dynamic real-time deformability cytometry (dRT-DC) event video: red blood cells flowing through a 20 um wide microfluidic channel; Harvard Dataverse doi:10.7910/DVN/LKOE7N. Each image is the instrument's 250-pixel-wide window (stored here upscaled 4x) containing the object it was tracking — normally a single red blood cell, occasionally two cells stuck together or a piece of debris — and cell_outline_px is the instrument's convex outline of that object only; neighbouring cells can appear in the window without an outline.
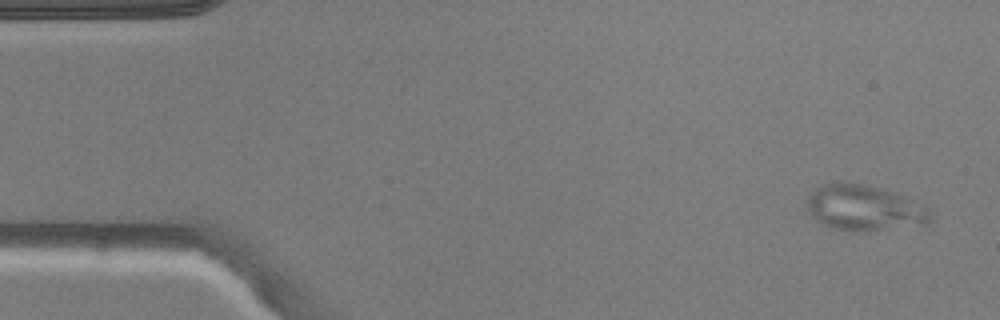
{"species": "common noctule bat (a hibernating species)", "species_latin": "Nyctalus noctula", "temperature_condition": "warm", "stored_images_in_passage": 5, "camera_frame_rate_fps": 3000, "um_per_image_px": 0.085, "animal": {"sex": "male", "body_mass_g": 20.5, "forearm_length_mm": 52.5}, "frame": {"image": 1, "passage_image": 1, "time_ms": 0.0, "image_size_px": [1000, 320], "cell_outline_px": [[932, 220], [928, 224], [868, 232], [860, 232], [836, 228], [824, 224], [816, 220], [808, 212], [808, 196], [816, 188], [824, 184], [840, 180], [880, 188], [896, 192], [908, 196], [924, 208], [928, 212]], "centroid_in_image_um": [73.46, 17.67], "position_along_channel_um": 11.5, "area_um2": 32.95}}